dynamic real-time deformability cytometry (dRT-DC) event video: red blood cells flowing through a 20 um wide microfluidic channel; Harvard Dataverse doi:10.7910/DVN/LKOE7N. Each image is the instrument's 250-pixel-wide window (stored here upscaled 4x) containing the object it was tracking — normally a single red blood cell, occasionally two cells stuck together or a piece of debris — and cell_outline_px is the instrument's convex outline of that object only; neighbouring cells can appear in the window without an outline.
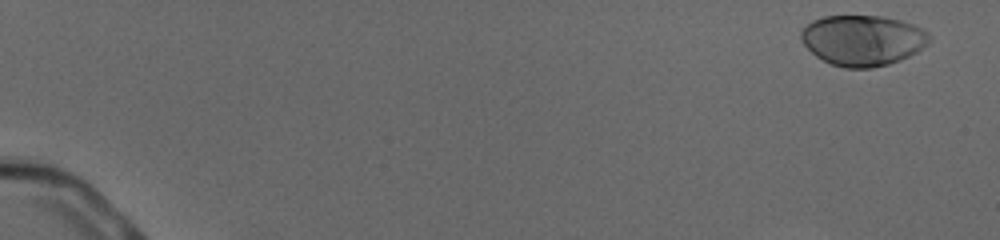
{"species": "human", "species_latin": "Homo sapiens", "temperature_condition": "cold", "stored_images_in_passage": 45, "camera_frame_rate_fps": 3000, "um_per_image_px": 0.085, "donor": {"sex": "male"}, "frame": {"image": 1, "passage_image": 3, "time_ms": 0.667, "image_size_px": [1000, 240], "cell_outline_px": [[932, 36], [928, 44], [916, 52], [900, 60], [888, 64], [872, 68], [844, 68], [832, 64], [816, 56], [804, 44], [800, 36], [800, 32], [812, 20], [824, 16], [880, 16], [900, 20], [912, 24], [928, 32]], "centroid_in_image_um": [73.34, 3.42], "position_along_channel_um": 11.7, "area_um2": 37.69}}
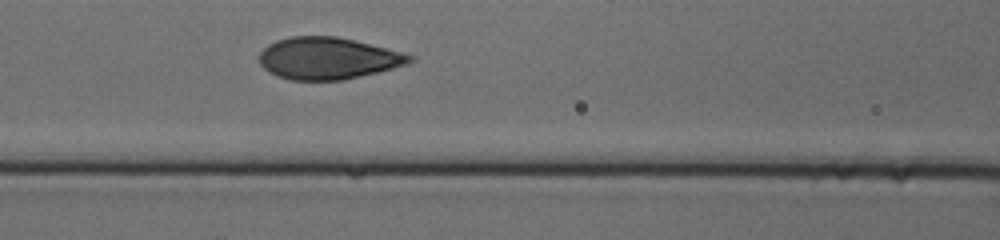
{"frame": {"image": 2, "passage_image": 27, "time_ms": 8.667, "image_size_px": [1000, 240], "cell_outline_px": [[412, 60], [404, 64], [392, 68], [360, 76], [340, 80], [288, 80], [276, 76], [268, 72], [260, 64], [260, 52], [268, 44], [276, 40], [292, 36], [336, 36], [400, 52], [412, 56]], "centroid_in_image_um": [27.77, 4.96], "position_along_channel_um": 138.8, "area_um2": 36.18}}
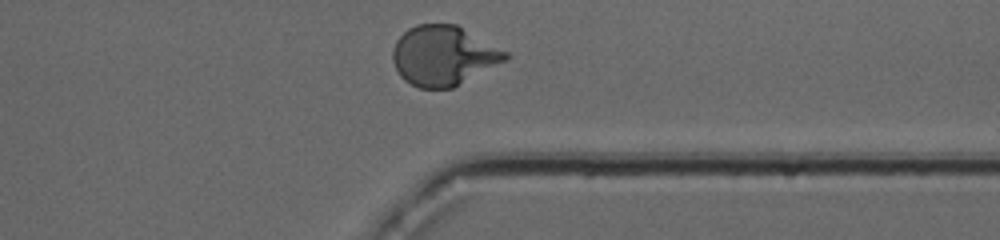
{"frame": {"image": 3, "passage_image": 45, "time_ms": 14.667, "image_size_px": [1000, 240], "cell_outline_px": [[512, 56], [508, 60], [452, 88], [420, 88], [404, 80], [400, 76], [392, 60], [392, 52], [396, 40], [408, 28], [416, 24], [456, 24], [508, 52]], "centroid_in_image_um": [37.71, 4.73], "position_along_channel_um": 373.7, "area_um2": 39.3}, "authors_computed_cell_mechanics": {"area_um2": 37.4544, "velocity_mm_per_s": 3.9165, "shape_relaxation_time_tau1_ms": 3.5271, "shape_relaxation_time_tau2_ms": null, "deformation_change_tau1": 0.1987, "deformation_change_tau2": null}}